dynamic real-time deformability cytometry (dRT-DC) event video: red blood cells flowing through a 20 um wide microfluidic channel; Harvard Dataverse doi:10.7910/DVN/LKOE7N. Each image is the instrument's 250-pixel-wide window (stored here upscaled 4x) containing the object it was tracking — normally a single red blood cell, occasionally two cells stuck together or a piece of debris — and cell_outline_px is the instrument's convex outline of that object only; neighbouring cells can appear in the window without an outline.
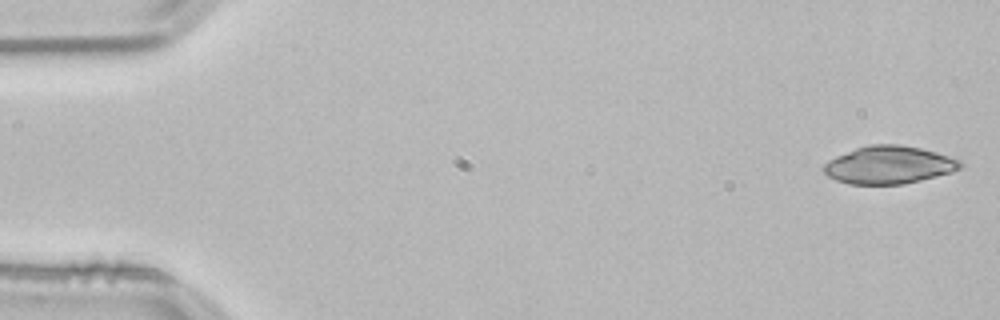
{"species": "common noctule bat (a hibernating species)", "species_latin": "Nyctalus noctula", "temperature_condition": "room temperature", "stored_images_in_passage": 6, "camera_frame_rate_fps": 3000, "um_per_image_px": 0.085, "animal": {"sex": "male", "body_mass_g": 21.5, "forearm_length_mm": 52.0}, "frame": {"image": 1, "passage_image": 1, "time_ms": 0.0, "image_size_px": [1000, 320], "cell_outline_px": [[964, 164], [960, 168], [952, 172], [904, 184], [848, 184], [836, 180], [828, 176], [824, 172], [824, 164], [828, 160], [836, 156], [856, 148], [868, 144], [900, 144], [920, 148], [936, 152], [960, 160]], "centroid_in_image_um": [75.55, 14.01], "position_along_channel_um": 9.4, "area_um2": 30.0}}